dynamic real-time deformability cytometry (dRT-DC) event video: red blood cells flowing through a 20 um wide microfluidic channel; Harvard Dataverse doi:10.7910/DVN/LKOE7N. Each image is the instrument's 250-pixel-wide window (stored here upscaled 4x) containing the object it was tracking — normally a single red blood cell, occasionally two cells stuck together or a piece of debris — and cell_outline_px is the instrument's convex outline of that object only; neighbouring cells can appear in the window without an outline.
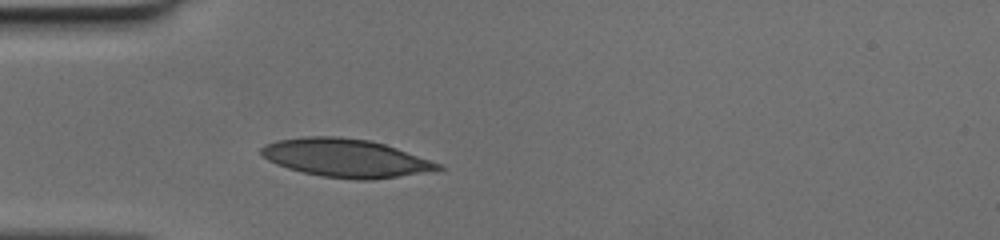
{"species": "human", "species_latin": "Homo sapiens", "temperature_condition": "cold", "stored_images_in_passage": 26, "camera_frame_rate_fps": 3000, "um_per_image_px": 0.085, "donor": {"sex": "female"}, "frame": {"image": 1, "passage_image": 1, "time_ms": 0.0, "image_size_px": [1000, 240], "cell_outline_px": [[444, 168], [424, 172], [372, 180], [356, 180], [320, 176], [288, 168], [276, 164], [268, 160], [260, 152], [260, 148], [264, 144], [276, 140], [304, 136], [340, 136], [372, 140], [444, 164]], "centroid_in_image_um": [29.37, 13.42], "position_along_channel_um": 55.6, "area_um2": 39.54}}
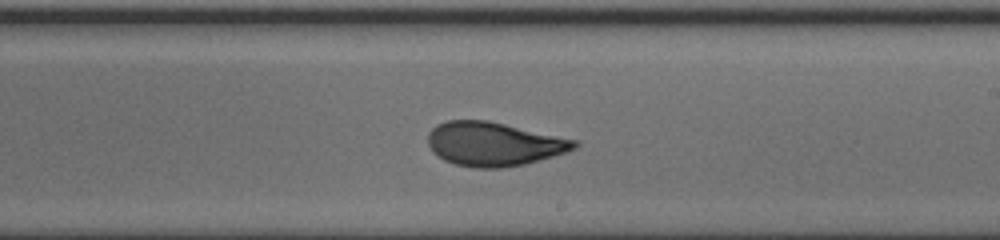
{"frame": {"image": 2, "passage_image": 15, "time_ms": 4.667, "image_size_px": [1000, 240], "cell_outline_px": [[580, 144], [576, 148], [568, 152], [540, 160], [524, 164], [500, 168], [476, 168], [456, 164], [444, 160], [432, 152], [428, 144], [428, 132], [436, 124], [448, 120], [488, 120], [580, 140]], "centroid_in_image_um": [42.01, 12.23], "position_along_channel_um": 247.0, "area_um2": 37.86}}
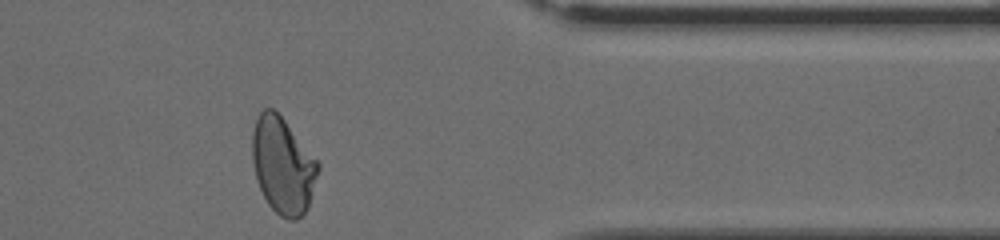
{"frame": {"image": 3, "passage_image": 26, "time_ms": 8.333, "image_size_px": [1000, 240], "cell_outline_px": [[320, 168], [308, 208], [296, 220], [288, 220], [280, 216], [268, 204], [256, 180], [252, 160], [252, 132], [256, 120], [260, 112], [264, 108], [272, 108], [284, 120], [320, 164]], "centroid_in_image_um": [24.03, 14.09], "position_along_channel_um": 387.4, "area_um2": 36.7}}